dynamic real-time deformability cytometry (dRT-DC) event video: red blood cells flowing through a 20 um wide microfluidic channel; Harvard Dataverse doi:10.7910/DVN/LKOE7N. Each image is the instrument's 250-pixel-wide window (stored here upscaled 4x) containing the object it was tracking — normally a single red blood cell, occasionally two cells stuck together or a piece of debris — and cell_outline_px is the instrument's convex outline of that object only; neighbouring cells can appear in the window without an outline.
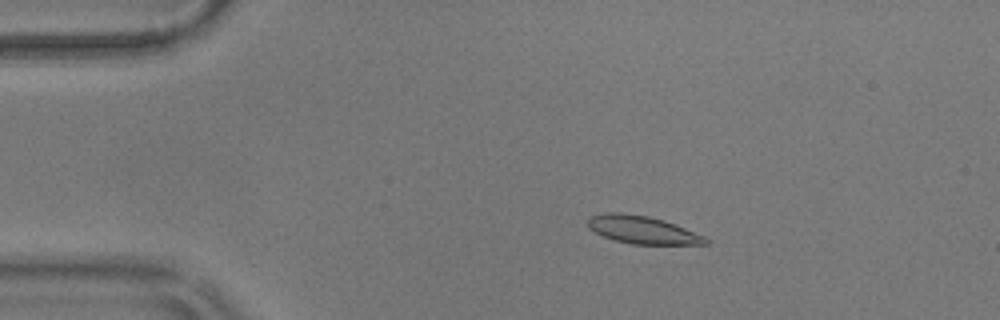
{"species": "common noctule bat (a hibernating species)", "species_latin": "Nyctalus noctula", "temperature_condition": "warm", "stored_images_in_passage": 57, "camera_frame_rate_fps": 3000, "um_per_image_px": 0.085, "animal": {"sex": "male", "body_mass_g": 17.9}, "frame": {"image": 1, "passage_image": 11, "time_ms": 3.333, "image_size_px": [1000, 320], "cell_outline_px": [[712, 240], [708, 244], [632, 244], [616, 240], [604, 236], [588, 228], [588, 220], [592, 216], [612, 212], [620, 212], [648, 216], [664, 220], [704, 236]], "centroid_in_image_um": [54.64, 19.54], "position_along_channel_um": 30.4, "area_um2": 18.79}}
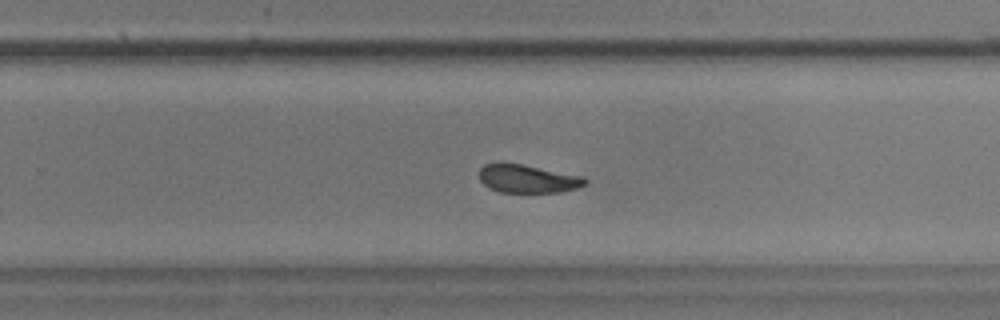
{"frame": {"image": 2, "passage_image": 37, "time_ms": 12.0, "image_size_px": [1000, 320], "cell_outline_px": [[588, 184], [576, 188], [560, 192], [500, 192], [488, 188], [480, 180], [480, 168], [484, 164], [500, 160], [524, 164], [584, 176], [588, 180]], "centroid_in_image_um": [44.84, 15.16], "position_along_channel_um": 285.0, "area_um2": 17.98}}
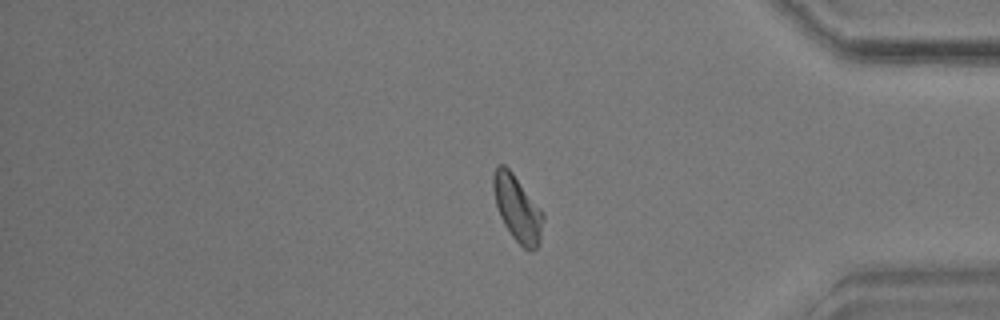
{"frame": {"image": 3, "passage_image": 48, "time_ms": 15.667, "image_size_px": [1000, 320], "cell_outline_px": [[544, 220], [540, 244], [532, 252], [528, 252], [512, 236], [504, 224], [500, 216], [496, 204], [492, 188], [492, 176], [496, 164], [504, 164], [512, 172], [544, 212]], "centroid_in_image_um": [43.99, 17.72], "position_along_channel_um": 391.2, "area_um2": 19.42}, "authors_computed_cell_mechanics": {"area_um2": 18.5538, "velocity_mm_per_s": 3.5314, "shape_relaxation_time_tau1_ms": 10.835, "shape_relaxation_time_tau2_ms": 2.7302, "deformation_change_tau1": 0.2458, "deformation_change_tau2": 0.0928}}